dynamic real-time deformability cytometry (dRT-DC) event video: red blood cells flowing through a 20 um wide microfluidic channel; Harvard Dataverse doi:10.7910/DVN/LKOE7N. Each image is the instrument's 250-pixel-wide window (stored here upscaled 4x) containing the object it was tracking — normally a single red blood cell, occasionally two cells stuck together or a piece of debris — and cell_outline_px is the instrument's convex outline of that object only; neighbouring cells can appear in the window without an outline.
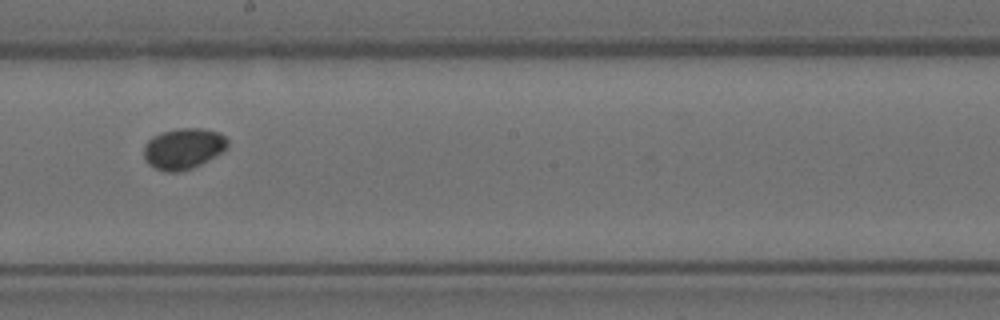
{"species": "Egyptian fruit bat (a non-hibernating species)", "species_latin": "Rousettus aegyptiacus", "temperature_condition": "room temperature", "stored_images_in_passage": 10, "camera_frame_rate_fps": 3000, "um_per_image_px": 0.085, "animal": {"sex": "female"}, "frame": {"image": 1, "passage_image": 9, "time_ms": 2.667, "image_size_px": [1000, 320], "cell_outline_px": [[228, 144], [220, 152], [200, 164], [192, 168], [180, 172], [164, 172], [148, 164], [144, 156], [144, 144], [152, 136], [176, 128], [204, 128], [220, 132], [228, 140]], "centroid_in_image_um": [15.56, 12.62], "position_along_channel_um": 232.6, "area_um2": 19.88}}
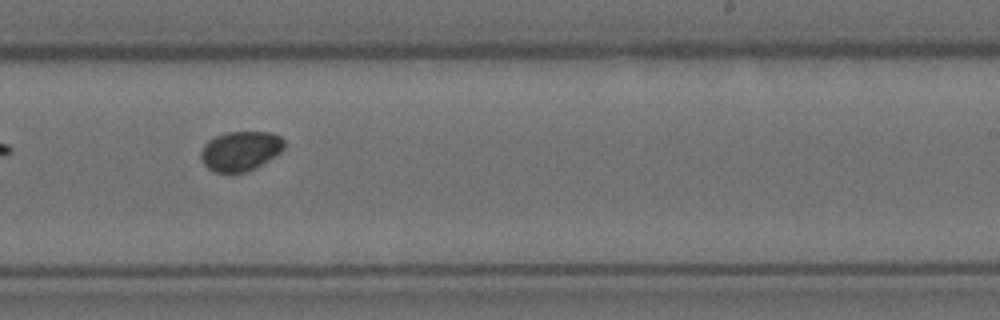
{"frame": {"image": 2, "passage_image": 10, "time_ms": 3.0, "image_size_px": [1000, 320], "cell_outline_px": [[284, 148], [280, 152], [268, 160], [248, 172], [216, 172], [208, 168], [204, 164], [200, 156], [200, 152], [204, 144], [208, 140], [224, 132], [272, 132], [280, 136], [284, 140]], "centroid_in_image_um": [20.43, 12.82], "position_along_channel_um": 268.6, "area_um2": 19.25}}